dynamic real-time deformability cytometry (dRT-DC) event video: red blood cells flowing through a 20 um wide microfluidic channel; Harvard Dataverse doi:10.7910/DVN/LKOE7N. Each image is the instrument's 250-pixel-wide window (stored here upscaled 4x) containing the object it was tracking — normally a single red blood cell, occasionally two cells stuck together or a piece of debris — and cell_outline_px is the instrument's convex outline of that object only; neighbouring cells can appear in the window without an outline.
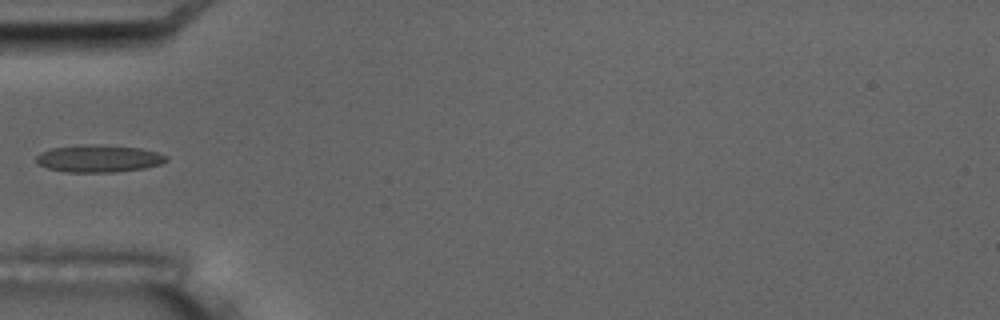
{"species": "common noctule bat (a hibernating species)", "species_latin": "Nyctalus noctula", "temperature_condition": "room temperature", "stored_images_in_passage": 6, "camera_frame_rate_fps": 3000, "um_per_image_px": 0.085, "animal": {"sex": "male", "body_mass_g": 17.5, "forearm_length_mm": 52.3}, "frame": {"image": 1, "passage_image": 6, "time_ms": 6.0, "image_size_px": [1000, 320], "cell_outline_px": [[168, 160], [160, 164], [144, 168], [112, 172], [68, 172], [48, 168], [36, 164], [36, 156], [40, 152], [52, 148], [80, 144], [104, 144], [140, 148], [156, 152], [168, 156]], "centroid_in_image_um": [8.37, 13.46], "position_along_channel_um": 76.6, "area_um2": 20.87}}